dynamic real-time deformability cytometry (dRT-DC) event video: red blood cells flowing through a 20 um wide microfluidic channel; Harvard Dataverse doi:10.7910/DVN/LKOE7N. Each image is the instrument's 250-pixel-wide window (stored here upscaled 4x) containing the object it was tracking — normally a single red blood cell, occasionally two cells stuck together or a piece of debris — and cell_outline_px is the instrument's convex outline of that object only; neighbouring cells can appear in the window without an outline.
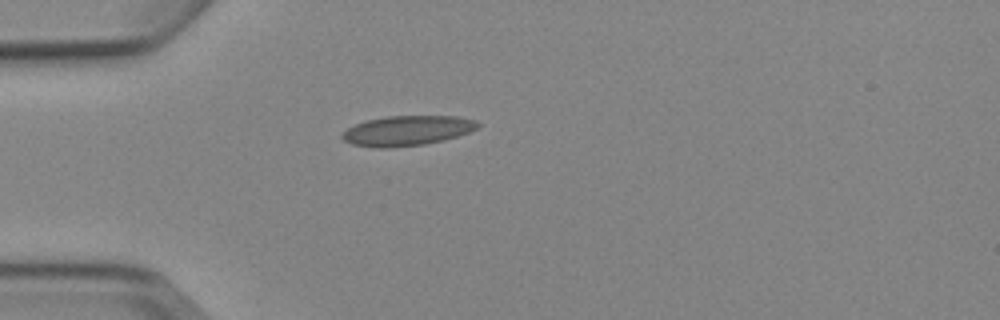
{"species": "Egyptian fruit bat (a non-hibernating species)", "species_latin": "Rousettus aegyptiacus", "temperature_condition": "cold", "stored_images_in_passage": 2, "camera_frame_rate_fps": 3000, "um_per_image_px": 0.085, "animal": {"sex": "female"}, "frame": {"image": 1, "passage_image": 1, "time_ms": 0.0, "image_size_px": [1000, 320], "cell_outline_px": [[480, 124], [476, 128], [468, 132], [444, 140], [424, 144], [392, 148], [372, 148], [352, 144], [344, 140], [340, 136], [348, 128], [356, 124], [368, 120], [388, 116], [456, 116], [476, 120]], "centroid_in_image_um": [34.59, 11.11], "position_along_channel_um": 50.4, "area_um2": 23.58}}